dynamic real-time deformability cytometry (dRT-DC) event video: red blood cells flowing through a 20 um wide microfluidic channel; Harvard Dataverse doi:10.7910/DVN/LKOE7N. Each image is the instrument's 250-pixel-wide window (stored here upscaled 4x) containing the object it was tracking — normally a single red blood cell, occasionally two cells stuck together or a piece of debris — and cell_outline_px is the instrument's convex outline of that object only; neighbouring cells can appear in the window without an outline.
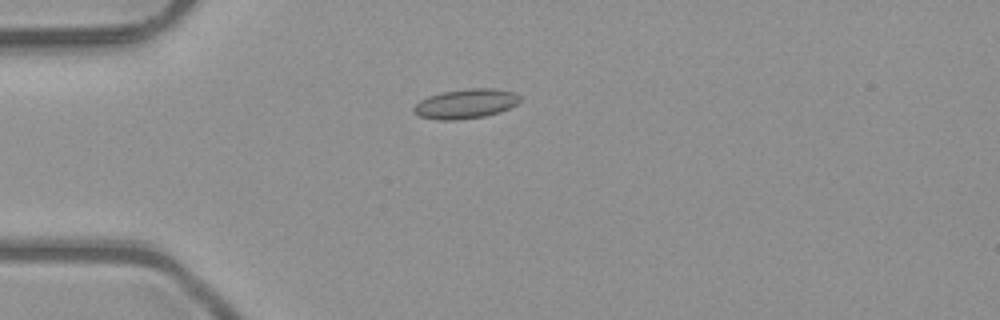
{"species": "common noctule bat (a hibernating species)", "species_latin": "Nyctalus noctula", "temperature_condition": "room temperature", "stored_images_in_passage": 1, "camera_frame_rate_fps": 3000, "um_per_image_px": 0.085, "animal": {"sex": "male", "body_mass_g": 23.1, "forearm_length_mm": 52.7}, "frame": {"image": 1, "passage_image": 1, "time_ms": 0.0, "image_size_px": [1000, 320], "cell_outline_px": [[520, 100], [516, 104], [500, 112], [484, 116], [456, 120], [440, 120], [420, 116], [412, 112], [412, 108], [420, 100], [428, 96], [444, 92], [468, 88], [496, 88], [512, 92], [520, 96]], "centroid_in_image_um": [39.57, 8.82], "position_along_channel_um": 45.4, "area_um2": 18.21}}